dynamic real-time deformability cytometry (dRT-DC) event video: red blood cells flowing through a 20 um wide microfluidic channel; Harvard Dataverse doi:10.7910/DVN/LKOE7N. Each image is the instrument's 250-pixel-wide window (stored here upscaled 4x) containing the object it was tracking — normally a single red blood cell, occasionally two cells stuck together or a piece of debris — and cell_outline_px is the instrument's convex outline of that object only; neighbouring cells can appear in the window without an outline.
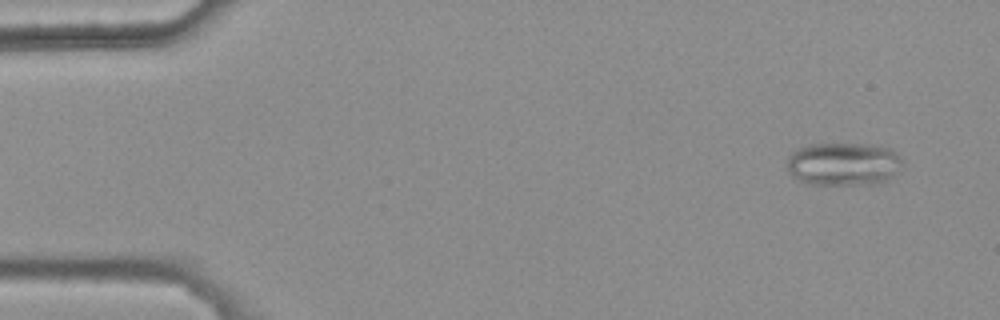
{"species": "common noctule bat (a hibernating species)", "species_latin": "Nyctalus noctula", "temperature_condition": "warm", "stored_images_in_passage": 10, "camera_frame_rate_fps": 3000, "um_per_image_px": 0.085, "animal": {"sex": "female", "body_mass_g": 25.1}, "frame": {"image": 1, "passage_image": 1, "time_ms": 0.0, "image_size_px": [1000, 320], "cell_outline_px": [[904, 164], [888, 180], [872, 184], [804, 184], [792, 176], [788, 172], [788, 156], [792, 152], [808, 144], [880, 144], [888, 148]], "centroid_in_image_um": [71.66, 13.94], "position_along_channel_um": 13.3, "area_um2": 29.02}}